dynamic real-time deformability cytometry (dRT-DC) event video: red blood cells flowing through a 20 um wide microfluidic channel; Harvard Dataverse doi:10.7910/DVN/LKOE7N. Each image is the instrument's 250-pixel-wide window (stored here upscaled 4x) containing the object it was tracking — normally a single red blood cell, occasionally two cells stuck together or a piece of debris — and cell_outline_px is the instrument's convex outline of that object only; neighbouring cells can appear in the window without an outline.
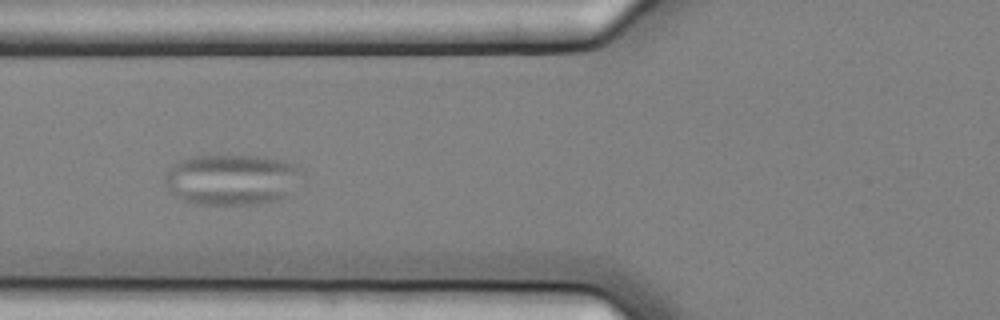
{"species": "common noctule bat (a hibernating species)", "species_latin": "Nyctalus noctula", "temperature_condition": "cold", "stored_images_in_passage": 8, "camera_frame_rate_fps": 3000, "um_per_image_px": 0.085, "animal": {"sex": "female", "body_mass_g": 25.1}, "frame": {"image": 1, "passage_image": 7, "time_ms": 2.0, "image_size_px": [1000, 320], "cell_outline_px": [[304, 172], [284, 196], [280, 200], [256, 204], [196, 204], [184, 200], [176, 196], [164, 184], [164, 176], [172, 164], [180, 160], [196, 156], [256, 156], [280, 160], [292, 164], [300, 168]], "centroid_in_image_um": [19.65, 15.26], "position_along_channel_um": 106.2, "area_um2": 40.17}}
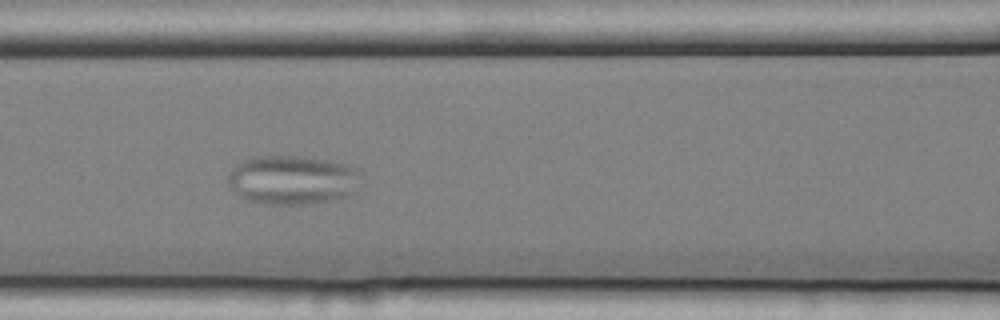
{"frame": {"image": 2, "passage_image": 8, "time_ms": 2.333, "image_size_px": [1000, 320], "cell_outline_px": [[360, 176], [348, 192], [344, 196], [332, 200], [308, 204], [264, 204], [248, 200], [240, 196], [228, 184], [228, 176], [236, 164], [244, 160], [256, 156], [304, 156], [344, 164], [360, 172]], "centroid_in_image_um": [24.76, 15.29], "position_along_channel_um": 141.8, "area_um2": 37.22}}